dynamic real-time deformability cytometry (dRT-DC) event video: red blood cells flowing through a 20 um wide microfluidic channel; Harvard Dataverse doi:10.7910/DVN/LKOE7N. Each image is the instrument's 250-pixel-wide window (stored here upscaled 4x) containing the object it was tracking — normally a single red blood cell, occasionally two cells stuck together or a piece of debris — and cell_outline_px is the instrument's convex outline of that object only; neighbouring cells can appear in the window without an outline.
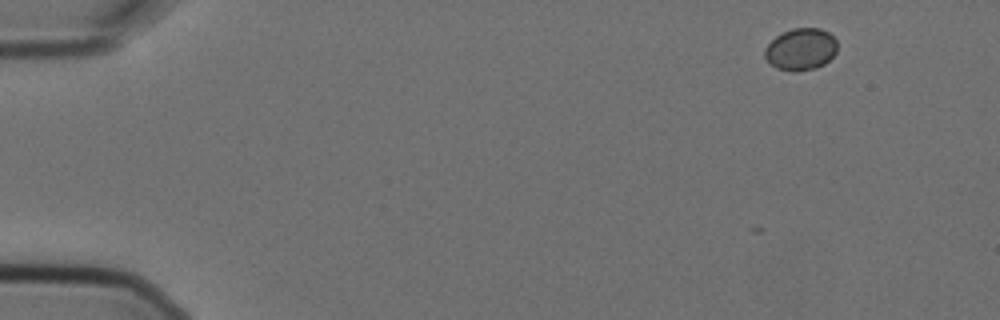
{"species": "Egyptian fruit bat (a non-hibernating species)", "species_latin": "Rousettus aegyptiacus", "temperature_condition": "cold", "stored_images_in_passage": 3, "camera_frame_rate_fps": 3000, "um_per_image_px": 0.085, "animal": {"sex": "female"}, "frame": {"image": 1, "passage_image": 1, "time_ms": 0.0, "image_size_px": [1000, 320], "cell_outline_px": [[836, 52], [824, 64], [816, 68], [796, 72], [792, 72], [776, 68], [764, 56], [764, 48], [776, 36], [792, 28], [820, 28], [828, 32], [836, 40]], "centroid_in_image_um": [68.06, 4.19], "position_along_channel_um": 16.9, "area_um2": 17.69}}